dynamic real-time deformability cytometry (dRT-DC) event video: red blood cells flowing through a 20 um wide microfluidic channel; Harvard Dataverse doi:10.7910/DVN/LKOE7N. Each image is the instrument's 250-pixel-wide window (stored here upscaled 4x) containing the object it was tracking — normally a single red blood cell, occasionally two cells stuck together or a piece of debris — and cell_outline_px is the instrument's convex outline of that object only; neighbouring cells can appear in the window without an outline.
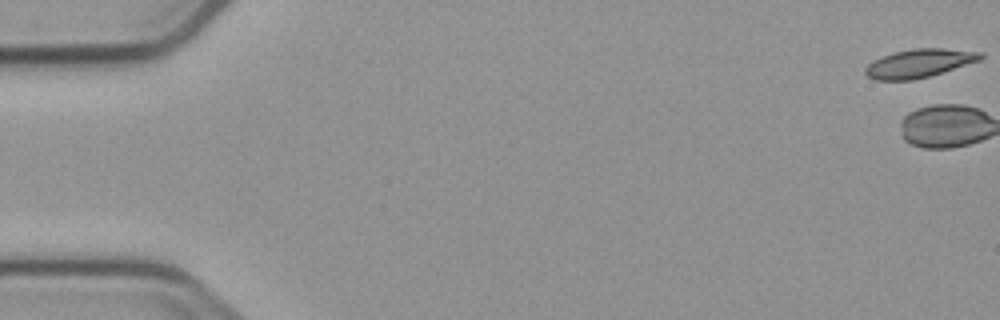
{"species": "common noctule bat (a hibernating species)", "species_latin": "Nyctalus noctula", "temperature_condition": "cold", "stored_images_in_passage": 5, "camera_frame_rate_fps": 3000, "um_per_image_px": 0.085, "animal": {"sex": "male", "body_mass_g": 23.1, "forearm_length_mm": 52.7}, "frame": {"image": 1, "passage_image": 1, "time_ms": 0.0, "image_size_px": [1000, 320], "cell_outline_px": [[984, 56], [980, 60], [928, 76], [912, 80], [876, 80], [868, 76], [864, 72], [864, 68], [872, 60], [892, 52], [912, 48], [944, 48], [984, 52]], "centroid_in_image_um": [78.1, 5.36], "position_along_channel_um": 6.9, "area_um2": 19.13}}